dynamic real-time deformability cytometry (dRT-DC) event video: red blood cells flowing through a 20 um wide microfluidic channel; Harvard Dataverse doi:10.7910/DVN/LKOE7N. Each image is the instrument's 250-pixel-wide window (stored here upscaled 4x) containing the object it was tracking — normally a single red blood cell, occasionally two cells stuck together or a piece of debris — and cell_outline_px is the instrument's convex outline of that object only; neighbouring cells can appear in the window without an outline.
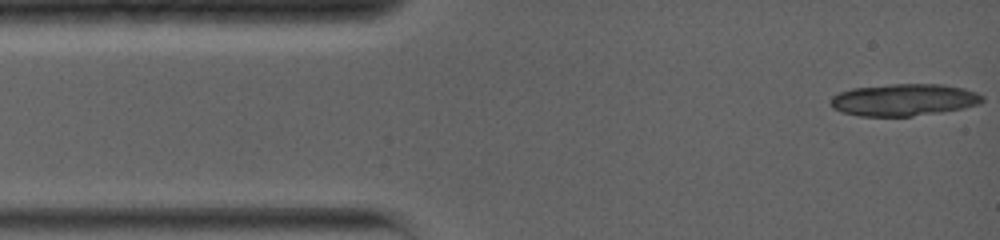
{"species": "common noctule bat (a hibernating species)", "species_latin": "Nyctalus noctula", "temperature_condition": "warm", "stored_images_in_passage": 6, "camera_frame_rate_fps": 5000, "um_per_image_px": 0.085, "animal": {"sex": "female", "body_mass_g": 19.0, "forearm_length_mm": 56.7}, "frame": {"image": 1, "passage_image": 1, "time_ms": 0.0, "image_size_px": [1000, 240], "cell_outline_px": [[984, 100], [980, 104], [964, 108], [940, 112], [912, 116], [860, 116], [840, 112], [832, 108], [828, 104], [828, 100], [832, 96], [840, 92], [852, 88], [892, 84], [944, 84], [964, 88], [976, 92], [984, 96]], "centroid_in_image_um": [76.81, 8.48], "position_along_channel_um": 8.2, "area_um2": 28.67}}